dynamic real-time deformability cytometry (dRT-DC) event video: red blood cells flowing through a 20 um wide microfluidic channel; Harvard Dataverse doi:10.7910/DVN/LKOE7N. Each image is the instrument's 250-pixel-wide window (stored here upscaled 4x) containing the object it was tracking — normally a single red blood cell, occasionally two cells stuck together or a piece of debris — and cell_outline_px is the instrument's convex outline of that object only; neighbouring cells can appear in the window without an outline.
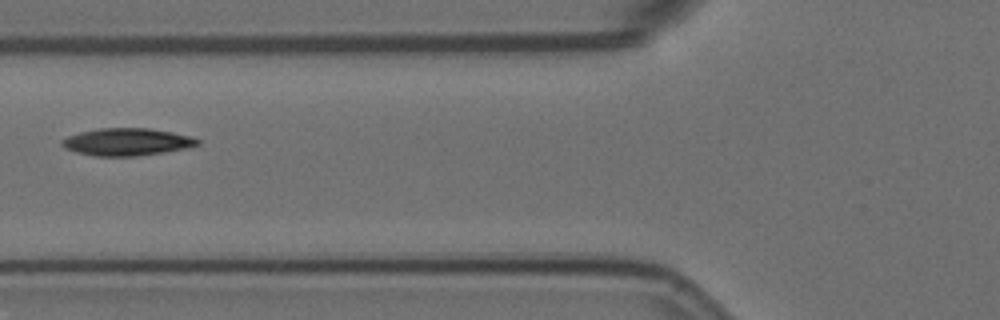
{"species": "Egyptian fruit bat (a non-hibernating species)", "species_latin": "Rousettus aegyptiacus", "temperature_condition": "room temperature", "stored_images_in_passage": 7, "camera_frame_rate_fps": 3000, "um_per_image_px": 0.085, "animal": {"sex": "female"}, "frame": {"image": 1, "passage_image": 7, "time_ms": 2.0, "image_size_px": [1000, 320], "cell_outline_px": [[200, 144], [188, 148], [164, 152], [136, 156], [96, 156], [76, 152], [64, 148], [60, 144], [60, 140], [68, 136], [80, 132], [100, 128], [148, 128], [172, 132], [192, 136], [200, 140]], "centroid_in_image_um": [10.79, 12.06], "position_along_channel_um": 115.0, "area_um2": 21.73}}